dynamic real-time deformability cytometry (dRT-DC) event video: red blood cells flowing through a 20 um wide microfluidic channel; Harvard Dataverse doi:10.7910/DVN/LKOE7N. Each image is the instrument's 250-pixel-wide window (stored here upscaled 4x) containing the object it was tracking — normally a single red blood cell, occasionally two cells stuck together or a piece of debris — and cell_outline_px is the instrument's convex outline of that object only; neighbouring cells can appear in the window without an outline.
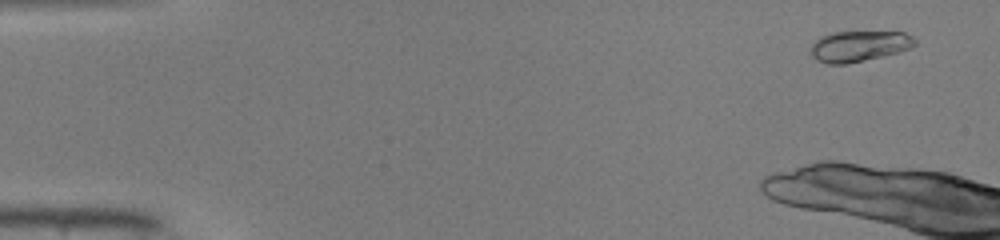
{"species": "common noctule bat (a hibernating species)", "species_latin": "Nyctalus noctula", "temperature_condition": "warm", "stored_images_in_passage": 8, "camera_frame_rate_fps": 3000, "um_per_image_px": 0.085, "animal": {"sex": "male", "body_mass_g": 19.0, "forearm_length_mm": 50.8}, "frame": {"image": 1, "passage_image": 3, "time_ms": 0.667, "image_size_px": [1000, 240], "cell_outline_px": [[916, 44], [912, 48], [900, 52], [844, 64], [828, 64], [816, 60], [812, 56], [812, 44], [820, 36], [832, 32], [904, 32], [912, 36], [916, 40]], "centroid_in_image_um": [73.04, 3.91], "position_along_channel_um": 12.0, "area_um2": 18.61}}